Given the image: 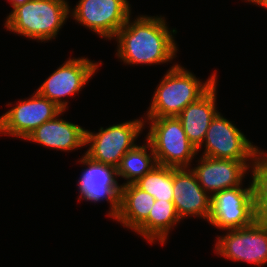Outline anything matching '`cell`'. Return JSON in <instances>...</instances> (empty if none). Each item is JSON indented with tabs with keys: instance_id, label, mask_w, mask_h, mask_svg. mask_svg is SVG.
<instances>
[{
	"instance_id": "e0dca14e",
	"label": "cell",
	"mask_w": 267,
	"mask_h": 267,
	"mask_svg": "<svg viewBox=\"0 0 267 267\" xmlns=\"http://www.w3.org/2000/svg\"><path fill=\"white\" fill-rule=\"evenodd\" d=\"M154 203V197L135 183L122 185L120 207L114 219L135 231L148 218Z\"/></svg>"
},
{
	"instance_id": "9c48e42d",
	"label": "cell",
	"mask_w": 267,
	"mask_h": 267,
	"mask_svg": "<svg viewBox=\"0 0 267 267\" xmlns=\"http://www.w3.org/2000/svg\"><path fill=\"white\" fill-rule=\"evenodd\" d=\"M101 63L88 58H68L36 90L41 96L66 110L68 102L64 97L76 95L95 75Z\"/></svg>"
},
{
	"instance_id": "8992f818",
	"label": "cell",
	"mask_w": 267,
	"mask_h": 267,
	"mask_svg": "<svg viewBox=\"0 0 267 267\" xmlns=\"http://www.w3.org/2000/svg\"><path fill=\"white\" fill-rule=\"evenodd\" d=\"M200 149H204L202 156L236 161H254L262 151L220 112L212 119L205 139L197 151Z\"/></svg>"
},
{
	"instance_id": "7a4b0ae2",
	"label": "cell",
	"mask_w": 267,
	"mask_h": 267,
	"mask_svg": "<svg viewBox=\"0 0 267 267\" xmlns=\"http://www.w3.org/2000/svg\"><path fill=\"white\" fill-rule=\"evenodd\" d=\"M216 75L213 73L203 83L192 72L175 63L157 85L145 117L177 116L187 105L197 101L217 82Z\"/></svg>"
},
{
	"instance_id": "4fadbf2b",
	"label": "cell",
	"mask_w": 267,
	"mask_h": 267,
	"mask_svg": "<svg viewBox=\"0 0 267 267\" xmlns=\"http://www.w3.org/2000/svg\"><path fill=\"white\" fill-rule=\"evenodd\" d=\"M197 166L191 168L200 186L212 197L224 189L242 186L253 161L211 158L201 156ZM211 193V194H210Z\"/></svg>"
},
{
	"instance_id": "5bb4252c",
	"label": "cell",
	"mask_w": 267,
	"mask_h": 267,
	"mask_svg": "<svg viewBox=\"0 0 267 267\" xmlns=\"http://www.w3.org/2000/svg\"><path fill=\"white\" fill-rule=\"evenodd\" d=\"M173 196L180 220L188 216L209 219L211 196L200 186L191 168L173 167Z\"/></svg>"
},
{
	"instance_id": "ffe728a7",
	"label": "cell",
	"mask_w": 267,
	"mask_h": 267,
	"mask_svg": "<svg viewBox=\"0 0 267 267\" xmlns=\"http://www.w3.org/2000/svg\"><path fill=\"white\" fill-rule=\"evenodd\" d=\"M135 184L155 200L173 201V167L158 164Z\"/></svg>"
},
{
	"instance_id": "8fae6325",
	"label": "cell",
	"mask_w": 267,
	"mask_h": 267,
	"mask_svg": "<svg viewBox=\"0 0 267 267\" xmlns=\"http://www.w3.org/2000/svg\"><path fill=\"white\" fill-rule=\"evenodd\" d=\"M61 111L55 103L35 91L30 98L19 100L17 105L0 116V135L26 139Z\"/></svg>"
},
{
	"instance_id": "52a82bcc",
	"label": "cell",
	"mask_w": 267,
	"mask_h": 267,
	"mask_svg": "<svg viewBox=\"0 0 267 267\" xmlns=\"http://www.w3.org/2000/svg\"><path fill=\"white\" fill-rule=\"evenodd\" d=\"M243 188L224 189L211 197L208 222L221 230L244 228L255 222V203L252 181Z\"/></svg>"
},
{
	"instance_id": "44dd1931",
	"label": "cell",
	"mask_w": 267,
	"mask_h": 267,
	"mask_svg": "<svg viewBox=\"0 0 267 267\" xmlns=\"http://www.w3.org/2000/svg\"><path fill=\"white\" fill-rule=\"evenodd\" d=\"M254 203H267V152L261 151L251 165Z\"/></svg>"
},
{
	"instance_id": "cb8c5ba5",
	"label": "cell",
	"mask_w": 267,
	"mask_h": 267,
	"mask_svg": "<svg viewBox=\"0 0 267 267\" xmlns=\"http://www.w3.org/2000/svg\"><path fill=\"white\" fill-rule=\"evenodd\" d=\"M249 3L264 7L267 10V0H250Z\"/></svg>"
},
{
	"instance_id": "603a6c76",
	"label": "cell",
	"mask_w": 267,
	"mask_h": 267,
	"mask_svg": "<svg viewBox=\"0 0 267 267\" xmlns=\"http://www.w3.org/2000/svg\"><path fill=\"white\" fill-rule=\"evenodd\" d=\"M8 1H10L11 6L13 7V10H14L16 7L25 4L26 2H29L30 0H8Z\"/></svg>"
},
{
	"instance_id": "30bf717a",
	"label": "cell",
	"mask_w": 267,
	"mask_h": 267,
	"mask_svg": "<svg viewBox=\"0 0 267 267\" xmlns=\"http://www.w3.org/2000/svg\"><path fill=\"white\" fill-rule=\"evenodd\" d=\"M217 236L215 252L236 262H247L257 266L267 264V230L256 221L247 227L226 230Z\"/></svg>"
},
{
	"instance_id": "9a60e30c",
	"label": "cell",
	"mask_w": 267,
	"mask_h": 267,
	"mask_svg": "<svg viewBox=\"0 0 267 267\" xmlns=\"http://www.w3.org/2000/svg\"><path fill=\"white\" fill-rule=\"evenodd\" d=\"M63 113L64 110L41 124L25 140L60 151L78 150L86 146V129L61 119L59 115Z\"/></svg>"
},
{
	"instance_id": "7c38bea8",
	"label": "cell",
	"mask_w": 267,
	"mask_h": 267,
	"mask_svg": "<svg viewBox=\"0 0 267 267\" xmlns=\"http://www.w3.org/2000/svg\"><path fill=\"white\" fill-rule=\"evenodd\" d=\"M78 162L87 166L82 170V175L77 182L80 194L78 200L83 198L93 203L106 200L110 203L108 216L114 219L119 211L122 187L116 180L117 168L95 162L85 154Z\"/></svg>"
},
{
	"instance_id": "7402d4cb",
	"label": "cell",
	"mask_w": 267,
	"mask_h": 267,
	"mask_svg": "<svg viewBox=\"0 0 267 267\" xmlns=\"http://www.w3.org/2000/svg\"><path fill=\"white\" fill-rule=\"evenodd\" d=\"M255 221L267 230V203H255Z\"/></svg>"
},
{
	"instance_id": "6da1fadb",
	"label": "cell",
	"mask_w": 267,
	"mask_h": 267,
	"mask_svg": "<svg viewBox=\"0 0 267 267\" xmlns=\"http://www.w3.org/2000/svg\"><path fill=\"white\" fill-rule=\"evenodd\" d=\"M130 18L113 38L118 43V59L127 65H156L176 58L178 47L173 34L177 30H169L164 16Z\"/></svg>"
},
{
	"instance_id": "3957f363",
	"label": "cell",
	"mask_w": 267,
	"mask_h": 267,
	"mask_svg": "<svg viewBox=\"0 0 267 267\" xmlns=\"http://www.w3.org/2000/svg\"><path fill=\"white\" fill-rule=\"evenodd\" d=\"M70 10L67 0H30L12 10L5 28L37 41H50L58 35Z\"/></svg>"
},
{
	"instance_id": "ba28073f",
	"label": "cell",
	"mask_w": 267,
	"mask_h": 267,
	"mask_svg": "<svg viewBox=\"0 0 267 267\" xmlns=\"http://www.w3.org/2000/svg\"><path fill=\"white\" fill-rule=\"evenodd\" d=\"M130 8L128 0H79L69 14L100 37L111 40L131 16Z\"/></svg>"
},
{
	"instance_id": "5b68a950",
	"label": "cell",
	"mask_w": 267,
	"mask_h": 267,
	"mask_svg": "<svg viewBox=\"0 0 267 267\" xmlns=\"http://www.w3.org/2000/svg\"><path fill=\"white\" fill-rule=\"evenodd\" d=\"M144 118L101 127L98 133L86 130L84 153L91 160L117 168L121 158L136 144V139L145 128Z\"/></svg>"
},
{
	"instance_id": "2e32d148",
	"label": "cell",
	"mask_w": 267,
	"mask_h": 267,
	"mask_svg": "<svg viewBox=\"0 0 267 267\" xmlns=\"http://www.w3.org/2000/svg\"><path fill=\"white\" fill-rule=\"evenodd\" d=\"M217 82L197 101L187 105L176 117L181 121L188 140L198 149L206 136L216 108Z\"/></svg>"
},
{
	"instance_id": "ac0fdd59",
	"label": "cell",
	"mask_w": 267,
	"mask_h": 267,
	"mask_svg": "<svg viewBox=\"0 0 267 267\" xmlns=\"http://www.w3.org/2000/svg\"><path fill=\"white\" fill-rule=\"evenodd\" d=\"M181 220L177 215L173 201L155 200L148 218L134 231L150 243L167 241L171 228Z\"/></svg>"
},
{
	"instance_id": "d6986e66",
	"label": "cell",
	"mask_w": 267,
	"mask_h": 267,
	"mask_svg": "<svg viewBox=\"0 0 267 267\" xmlns=\"http://www.w3.org/2000/svg\"><path fill=\"white\" fill-rule=\"evenodd\" d=\"M145 140L146 144L135 145L121 158L117 175L127 180L126 183L120 184L121 186L137 182L158 165L150 142Z\"/></svg>"
},
{
	"instance_id": "277c9868",
	"label": "cell",
	"mask_w": 267,
	"mask_h": 267,
	"mask_svg": "<svg viewBox=\"0 0 267 267\" xmlns=\"http://www.w3.org/2000/svg\"><path fill=\"white\" fill-rule=\"evenodd\" d=\"M150 129V142L157 164L174 168H191L197 148L188 140L181 121L176 117L145 118Z\"/></svg>"
}]
</instances>
